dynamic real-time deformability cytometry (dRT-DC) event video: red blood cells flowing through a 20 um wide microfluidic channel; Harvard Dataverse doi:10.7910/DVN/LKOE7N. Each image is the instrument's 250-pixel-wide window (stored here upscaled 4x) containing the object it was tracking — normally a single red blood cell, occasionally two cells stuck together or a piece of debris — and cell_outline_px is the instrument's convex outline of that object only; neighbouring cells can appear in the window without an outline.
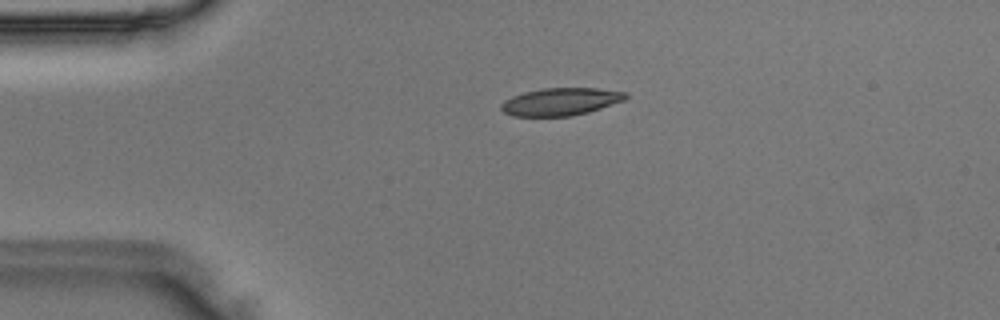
{"species": "Egyptian fruit bat (a non-hibernating species)", "species_latin": "Rousettus aegyptiacus", "temperature_condition": "room temperature", "stored_images_in_passage": 48, "camera_frame_rate_fps": 3000, "um_per_image_px": 0.085, "animal": {"sex": "male"}, "frame": {"image": 1, "passage_image": 11, "time_ms": 3.333, "image_size_px": [1000, 320], "cell_outline_px": [[628, 96], [624, 100], [588, 112], [572, 116], [512, 116], [504, 112], [500, 108], [500, 104], [504, 100], [512, 96], [524, 92], [544, 88], [596, 88], [628, 92]], "centroid_in_image_um": [47.64, 8.64], "position_along_channel_um": 37.4, "area_um2": 20.0}}
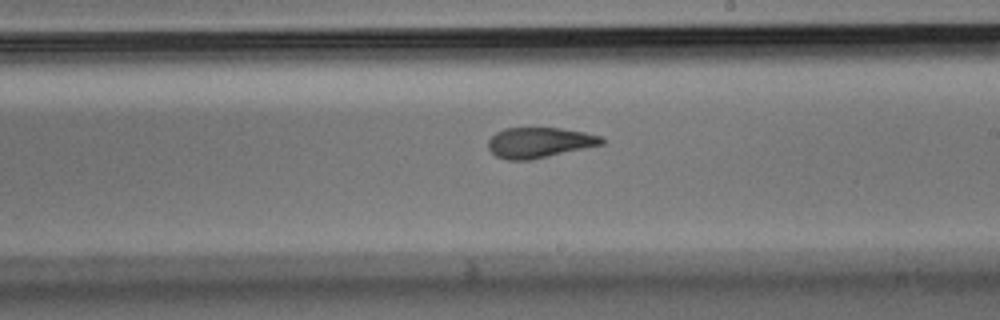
{"frame": {"image": 2, "passage_image": 28, "time_ms": 9.0, "image_size_px": [1000, 320], "cell_outline_px": [[604, 144], [532, 160], [508, 160], [496, 156], [488, 148], [488, 140], [496, 132], [504, 128], [560, 128], [584, 132], [600, 136], [604, 140]], "centroid_in_image_um": [45.83, 12.12], "position_along_channel_um": 243.2, "area_um2": 20.11}}
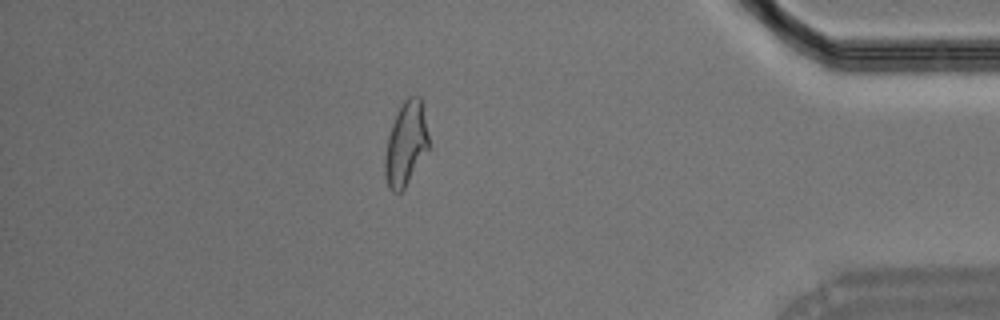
{"frame": {"image": 3, "passage_image": 42, "time_ms": 13.667, "image_size_px": [1000, 320], "cell_outline_px": [[428, 148], [404, 188], [400, 192], [392, 192], [388, 188], [384, 176], [384, 156], [388, 136], [392, 124], [400, 104], [408, 96], [420, 96], [428, 136]], "centroid_in_image_um": [34.45, 12.23], "position_along_channel_um": 400.7, "area_um2": 21.1}}